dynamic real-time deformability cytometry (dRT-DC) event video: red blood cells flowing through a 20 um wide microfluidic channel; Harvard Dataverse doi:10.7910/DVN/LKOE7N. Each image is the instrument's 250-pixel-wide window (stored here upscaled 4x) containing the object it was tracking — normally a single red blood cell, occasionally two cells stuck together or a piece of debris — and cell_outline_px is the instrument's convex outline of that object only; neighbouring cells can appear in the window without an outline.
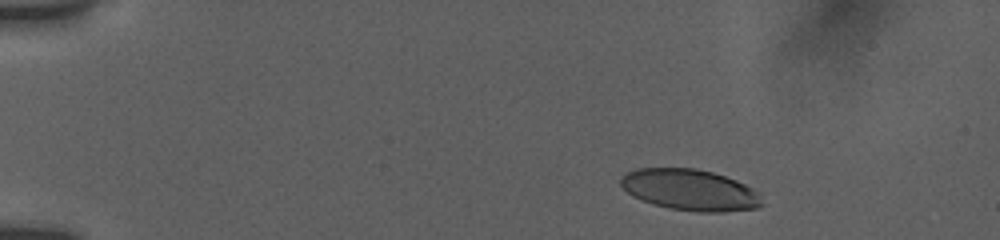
{"species": "human", "species_latin": "Homo sapiens", "temperature_condition": "room temperature", "stored_images_in_passage": 51, "camera_frame_rate_fps": 3000, "um_per_image_px": 0.085, "donor": {"sex": "female"}, "frame": {"image": 1, "passage_image": 6, "time_ms": 1.667, "image_size_px": [1000, 240], "cell_outline_px": [[764, 204], [756, 208], [724, 212], [696, 212], [668, 208], [652, 204], [632, 196], [620, 184], [620, 176], [636, 168], [696, 168], [712, 172], [736, 180], [760, 192]], "centroid_in_image_um": [58.66, 16.15], "position_along_channel_um": 26.3, "area_um2": 34.16}}
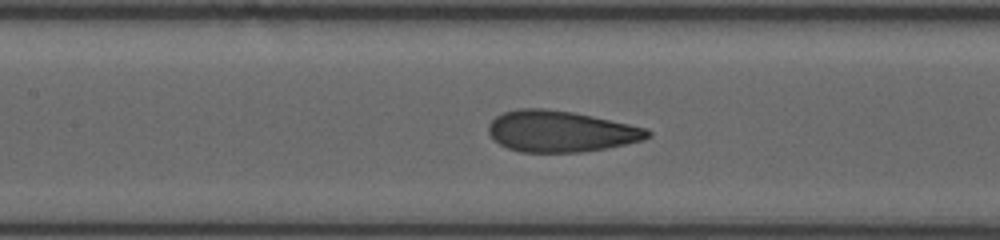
{"frame": {"image": 2, "passage_image": 24, "time_ms": 7.667, "image_size_px": [1000, 240], "cell_outline_px": [[652, 136], [644, 140], [584, 152], [520, 152], [508, 148], [492, 140], [488, 132], [488, 124], [496, 116], [504, 112], [520, 108], [544, 108], [572, 112], [592, 116], [648, 128], [652, 132]], "centroid_in_image_um": [47.64, 11.16], "position_along_channel_um": 159.8, "area_um2": 38.32}}
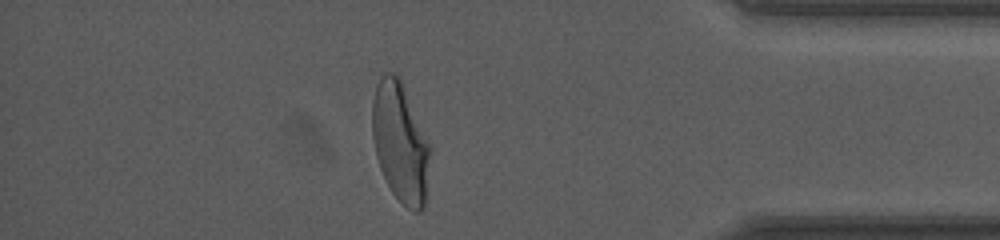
{"frame": {"image": 3, "passage_image": 45, "time_ms": 14.667, "image_size_px": [1000, 240], "cell_outline_px": [[432, 148], [424, 208], [420, 212], [416, 212], [408, 208], [392, 192], [380, 168], [376, 156], [372, 136], [372, 100], [376, 84], [384, 72], [392, 72], [400, 76], [432, 144]], "centroid_in_image_um": [34.06, 12.05], "position_along_channel_um": 401.1, "area_um2": 41.21}, "authors_computed_cell_mechanics": {"area_um2": 37.9168, "velocity_mm_per_s": 3.8419, "shape_relaxation_time_tau1_ms": 4.7316, "shape_relaxation_time_tau2_ms": 0.8394, "deformation_change_tau1": 0.2028, "deformation_change_tau2": 0.0698}}